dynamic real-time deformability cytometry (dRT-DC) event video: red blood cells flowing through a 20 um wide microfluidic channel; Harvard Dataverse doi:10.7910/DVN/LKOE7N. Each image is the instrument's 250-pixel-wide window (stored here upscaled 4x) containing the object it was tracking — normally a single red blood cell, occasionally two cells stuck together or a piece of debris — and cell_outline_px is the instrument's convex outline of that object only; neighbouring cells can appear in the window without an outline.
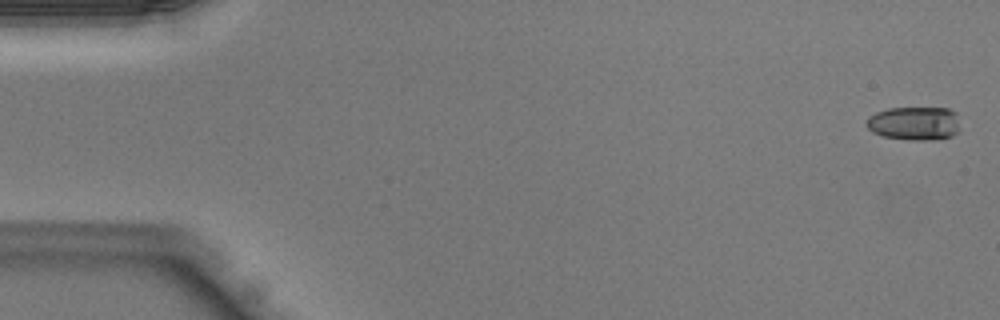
{"species": "Egyptian fruit bat (a non-hibernating species)", "species_latin": "Rousettus aegyptiacus", "temperature_condition": "warm", "stored_images_in_passage": 43, "camera_frame_rate_fps": 3000, "um_per_image_px": 0.085, "animal": {"sex": "male"}, "frame": {"image": 1, "passage_image": 1, "time_ms": 0.0, "image_size_px": [1000, 320], "cell_outline_px": [[956, 132], [952, 136], [928, 140], [908, 140], [884, 136], [872, 132], [868, 128], [868, 116], [876, 112], [888, 108], [948, 108], [956, 112]], "centroid_in_image_um": [77.68, 10.48], "position_along_channel_um": 7.3, "area_um2": 18.03}}
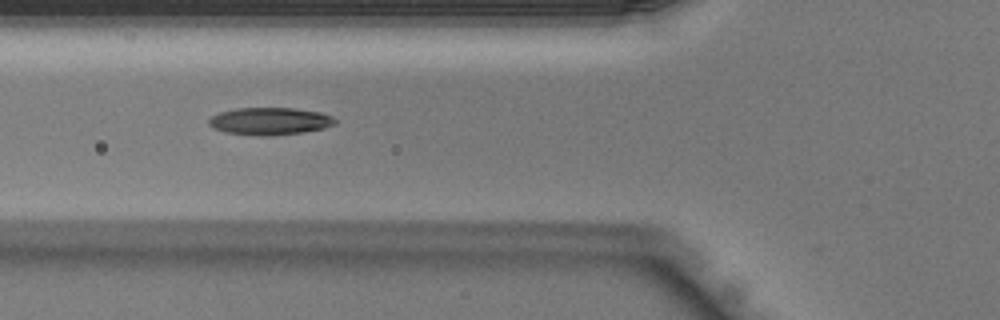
{"frame": {"image": 2, "passage_image": 16, "time_ms": 5.0, "image_size_px": [1000, 320], "cell_outline_px": [[340, 120], [336, 124], [324, 128], [304, 132], [228, 132], [216, 128], [208, 124], [208, 120], [212, 116], [220, 112], [236, 108], [296, 108], [320, 112], [332, 116]], "centroid_in_image_um": [23.04, 10.22], "position_along_channel_um": 102.8, "area_um2": 18.96}}
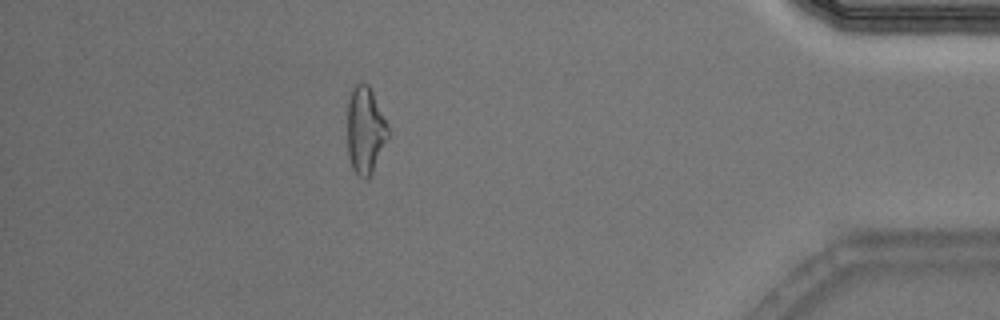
{"frame": {"image": 3, "passage_image": 38, "time_ms": 12.333, "image_size_px": [1000, 320], "cell_outline_px": [[388, 136], [372, 172], [368, 180], [364, 180], [352, 168], [348, 156], [348, 100], [352, 88], [360, 80], [368, 84], [388, 124]], "centroid_in_image_um": [31.03, 11.05], "position_along_channel_um": 404.2, "area_um2": 20.52}}